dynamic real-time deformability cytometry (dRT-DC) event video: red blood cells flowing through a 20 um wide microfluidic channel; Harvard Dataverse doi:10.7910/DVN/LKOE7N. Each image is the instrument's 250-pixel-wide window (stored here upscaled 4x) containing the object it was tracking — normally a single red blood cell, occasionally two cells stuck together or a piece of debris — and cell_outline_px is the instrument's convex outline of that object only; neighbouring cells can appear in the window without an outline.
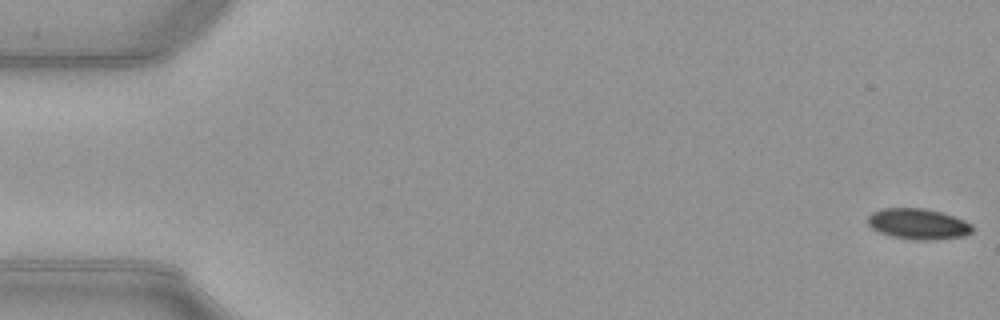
{"species": "common noctule bat (a hibernating species)", "species_latin": "Nyctalus noctula", "temperature_condition": "warm", "stored_images_in_passage": 52, "camera_frame_rate_fps": 3000, "um_per_image_px": 0.085, "animal": {"sex": "female", "body_mass_g": 21.9}, "frame": {"image": 1, "passage_image": 1, "time_ms": 0.0, "image_size_px": [1000, 320], "cell_outline_px": [[972, 232], [964, 236], [924, 240], [892, 236], [880, 232], [872, 228], [868, 224], [868, 216], [872, 212], [884, 208], [924, 208], [940, 212], [964, 220], [972, 224]], "centroid_in_image_um": [78.03, 19.02], "position_along_channel_um": 7.0, "area_um2": 18.38}}
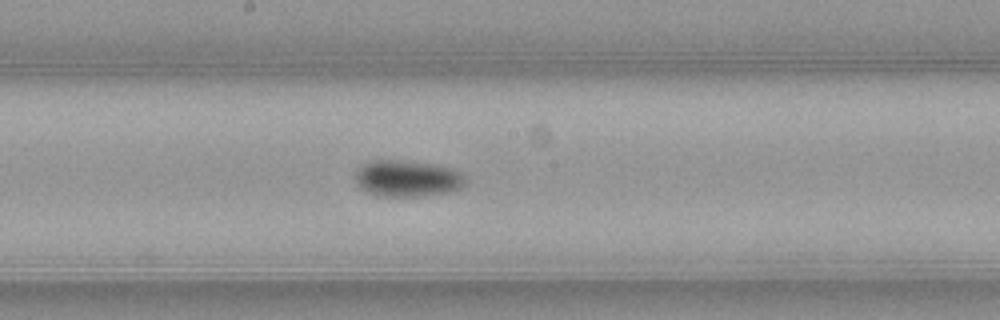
{"frame": {"image": 2, "passage_image": 28, "time_ms": 9.0, "image_size_px": [1000, 320], "cell_outline_px": [[468, 184], [452, 192], [420, 196], [376, 196], [364, 192], [356, 184], [356, 168], [368, 160], [400, 160], [436, 164], [452, 168], [460, 172], [468, 180]], "centroid_in_image_um": [34.62, 15.17], "position_along_channel_um": 213.6, "area_um2": 24.04}}
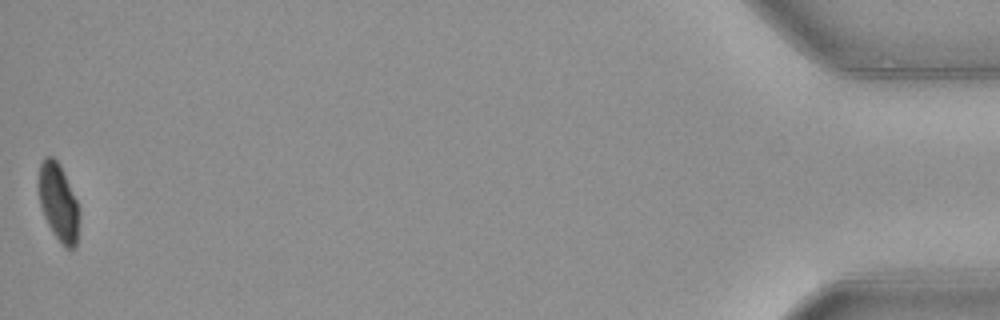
{"frame": {"image": 3, "passage_image": 52, "time_ms": 17.0, "image_size_px": [1000, 320], "cell_outline_px": [[80, 212], [76, 248], [64, 248], [60, 244], [52, 232], [44, 216], [40, 204], [40, 164], [44, 156], [52, 156], [60, 164], [76, 200]], "centroid_in_image_um": [4.99, 17.26], "position_along_channel_um": 430.2, "area_um2": 18.15}, "authors_computed_cell_mechanics": {"area_um2": 19.9988, "velocity_mm_per_s": 3.9837, "shape_relaxation_time_tau1_ms": 3.2406, "shape_relaxation_time_tau2_ms": 10.31, "deformation_change_tau1": 0.1086, "deformation_change_tau2": 0.079}}